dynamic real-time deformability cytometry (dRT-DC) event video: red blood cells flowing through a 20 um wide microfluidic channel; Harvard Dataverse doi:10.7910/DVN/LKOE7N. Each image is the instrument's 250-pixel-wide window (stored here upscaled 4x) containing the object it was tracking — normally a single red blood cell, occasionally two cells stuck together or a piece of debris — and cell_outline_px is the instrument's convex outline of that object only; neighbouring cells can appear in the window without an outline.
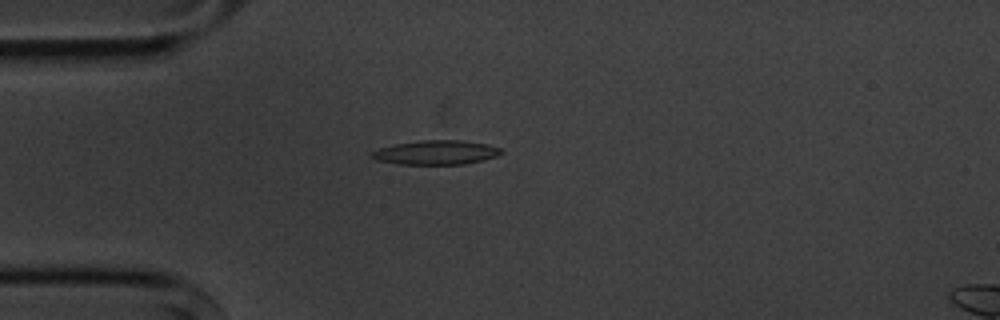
{"species": "common noctule bat (a hibernating species)", "species_latin": "Nyctalus noctula", "temperature_condition": "cold", "stored_images_in_passage": 4, "camera_frame_rate_fps": 3000, "um_per_image_px": 0.085, "animal": {"sex": "male", "body_mass_g": 20.1, "forearm_length_mm": 53.5}, "frame": {"image": 1, "passage_image": 3, "time_ms": 2.333, "image_size_px": [1000, 320], "cell_outline_px": [[504, 152], [496, 156], [464, 164], [400, 164], [376, 160], [372, 156], [372, 152], [380, 148], [396, 144], [420, 140], [464, 140], [488, 144], [500, 148]], "centroid_in_image_um": [37.09, 12.95], "position_along_channel_um": 47.9, "area_um2": 18.09}}